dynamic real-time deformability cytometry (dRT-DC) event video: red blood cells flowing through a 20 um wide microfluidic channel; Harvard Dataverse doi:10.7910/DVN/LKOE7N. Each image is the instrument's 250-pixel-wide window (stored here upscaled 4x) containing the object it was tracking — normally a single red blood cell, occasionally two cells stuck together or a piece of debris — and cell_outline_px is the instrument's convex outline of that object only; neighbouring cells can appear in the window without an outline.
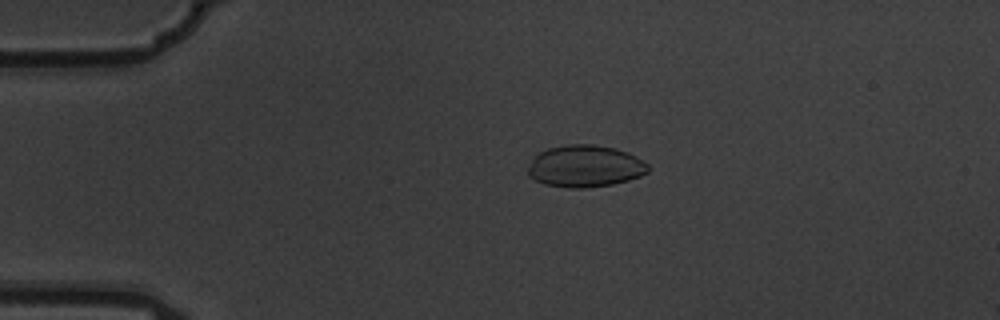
{"species": "common noctule bat (a hibernating species)", "species_latin": "Nyctalus noctula", "temperature_condition": "warm", "stored_images_in_passage": 5, "camera_frame_rate_fps": 3000, "um_per_image_px": 0.085, "animal": {"sex": "male", "body_mass_g": 19.5, "forearm_length_mm": 54.6}, "frame": {"image": 1, "passage_image": 4, "time_ms": 1.0, "image_size_px": [1000, 320], "cell_outline_px": [[648, 172], [640, 176], [628, 180], [612, 184], [584, 188], [568, 188], [544, 184], [528, 176], [528, 168], [532, 160], [540, 152], [548, 148], [564, 144], [592, 144], [616, 148], [636, 156], [648, 164]], "centroid_in_image_um": [49.73, 14.12], "position_along_channel_um": 35.3, "area_um2": 29.36}}